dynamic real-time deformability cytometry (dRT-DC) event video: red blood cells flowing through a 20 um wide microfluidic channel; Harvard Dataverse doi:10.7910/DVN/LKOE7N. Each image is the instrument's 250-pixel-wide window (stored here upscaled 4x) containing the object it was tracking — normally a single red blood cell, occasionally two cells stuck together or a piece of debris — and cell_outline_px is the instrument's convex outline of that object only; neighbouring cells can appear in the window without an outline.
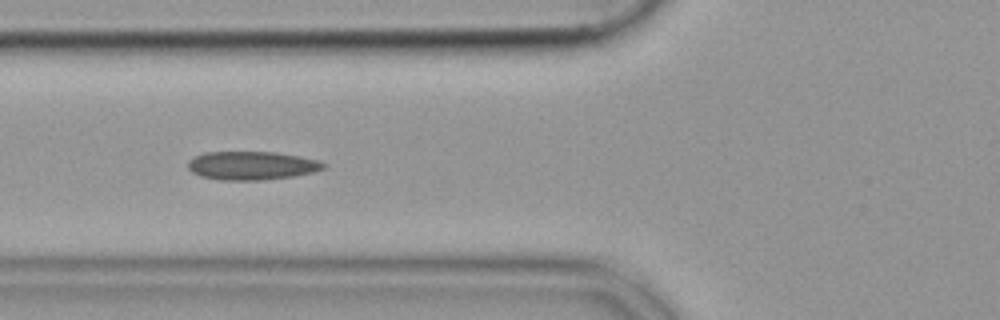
{"species": "common noctule bat (a hibernating species)", "species_latin": "Nyctalus noctula", "temperature_condition": "cold", "stored_images_in_passage": 35, "camera_frame_rate_fps": 3000, "um_per_image_px": 0.085, "animal": {"sex": "female", "body_mass_g": 19.9}, "frame": {"image": 1, "passage_image": 6, "time_ms": 1.667, "image_size_px": [1000, 320], "cell_outline_px": [[328, 164], [324, 168], [312, 172], [292, 176], [264, 180], [220, 180], [200, 176], [192, 172], [188, 168], [188, 160], [204, 152], [276, 152], [300, 156], [316, 160]], "centroid_in_image_um": [21.38, 14.07], "position_along_channel_um": 104.4, "area_um2": 22.48}}
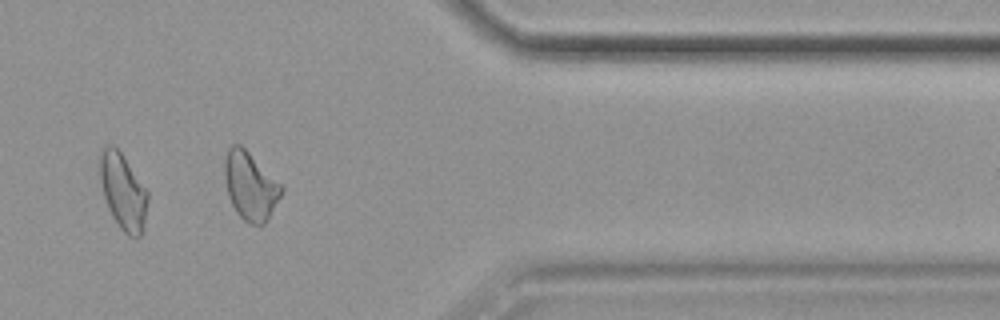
{"frame": {"image": 2, "passage_image": 30, "time_ms": 9.667, "image_size_px": [1000, 320], "cell_outline_px": [[284, 188], [268, 220], [264, 224], [248, 224], [236, 212], [228, 196], [224, 176], [224, 160], [228, 148], [232, 144], [240, 144], [284, 184]], "centroid_in_image_um": [21.29, 15.79], "position_along_channel_um": 390.1, "area_um2": 22.83}}